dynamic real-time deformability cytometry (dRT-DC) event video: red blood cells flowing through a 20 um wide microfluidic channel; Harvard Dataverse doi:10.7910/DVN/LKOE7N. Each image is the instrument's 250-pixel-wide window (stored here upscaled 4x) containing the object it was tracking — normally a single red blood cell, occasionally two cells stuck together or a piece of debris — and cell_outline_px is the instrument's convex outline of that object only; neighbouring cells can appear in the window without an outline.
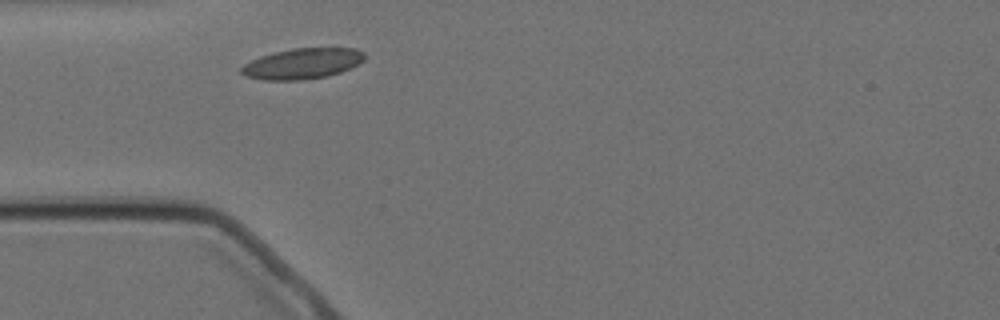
{"species": "Egyptian fruit bat (a non-hibernating species)", "species_latin": "Rousettus aegyptiacus", "temperature_condition": "cold", "stored_images_in_passage": 1, "camera_frame_rate_fps": 3000, "um_per_image_px": 0.085, "animal": {"sex": "female"}, "frame": {"image": 1, "passage_image": 1, "time_ms": 0.0, "image_size_px": [1000, 320], "cell_outline_px": [[364, 60], [340, 72], [328, 76], [300, 80], [264, 80], [244, 76], [240, 72], [240, 68], [244, 64], [260, 56], [292, 48], [356, 48], [364, 52]], "centroid_in_image_um": [25.67, 5.41], "position_along_channel_um": 59.3, "area_um2": 21.91}}